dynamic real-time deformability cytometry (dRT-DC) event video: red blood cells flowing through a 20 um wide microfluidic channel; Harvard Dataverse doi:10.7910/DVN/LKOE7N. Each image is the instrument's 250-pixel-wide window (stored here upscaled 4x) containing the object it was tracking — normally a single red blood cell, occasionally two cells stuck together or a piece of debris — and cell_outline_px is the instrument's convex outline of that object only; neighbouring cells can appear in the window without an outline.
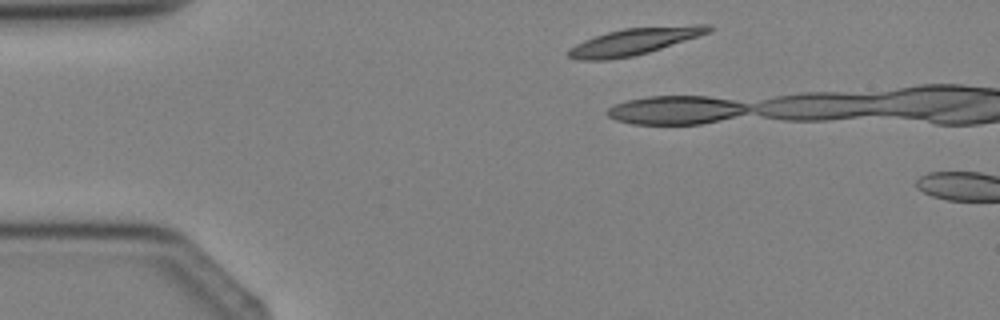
{"species": "Egyptian fruit bat (a non-hibernating species)", "species_latin": "Rousettus aegyptiacus", "temperature_condition": "cold", "stored_images_in_passage": 2, "camera_frame_rate_fps": 3000, "um_per_image_px": 0.085, "animal": {"sex": "female"}, "frame": {"image": 1, "passage_image": 1, "time_ms": 0.0, "image_size_px": [1000, 320], "cell_outline_px": [[716, 28], [708, 32], [648, 52], [632, 56], [608, 60], [580, 60], [568, 56], [568, 48], [584, 40], [608, 32], [624, 28], [692, 24], [712, 24]], "centroid_in_image_um": [53.92, 3.5], "position_along_channel_um": 31.1, "area_um2": 21.62}}